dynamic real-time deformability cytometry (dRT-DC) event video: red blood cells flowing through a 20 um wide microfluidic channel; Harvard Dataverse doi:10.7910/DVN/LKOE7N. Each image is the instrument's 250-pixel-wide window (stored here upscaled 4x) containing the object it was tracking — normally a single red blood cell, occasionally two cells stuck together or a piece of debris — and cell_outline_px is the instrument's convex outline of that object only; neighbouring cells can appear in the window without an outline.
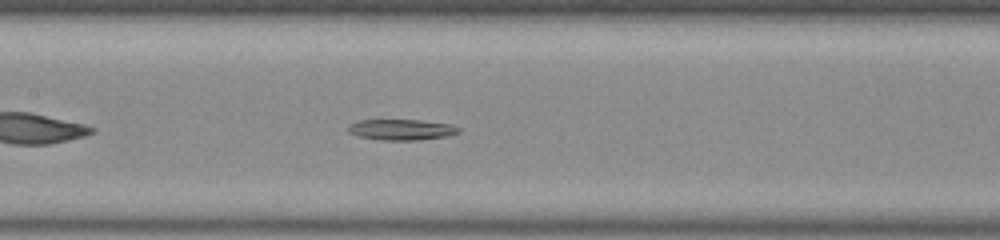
{"species": "common noctule bat (a hibernating species)", "species_latin": "Nyctalus noctula", "temperature_condition": "room temperature", "stored_images_in_passage": 38, "camera_frame_rate_fps": 3000, "um_per_image_px": 0.085, "animal": {"sex": "male", "body_mass_g": 20.0, "forearm_length_mm": 53.3}, "frame": {"image": 1, "passage_image": 11, "time_ms": 3.333, "image_size_px": [1000, 240], "cell_outline_px": [[460, 132], [444, 136], [420, 140], [380, 140], [356, 136], [348, 132], [348, 124], [356, 120], [420, 120], [452, 124], [460, 128]], "centroid_in_image_um": [34.07, 11.01], "position_along_channel_um": 173.3, "area_um2": 13.53}}
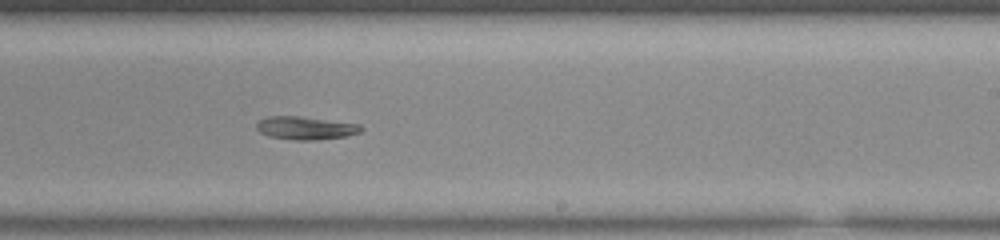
{"frame": {"image": 2, "passage_image": 18, "time_ms": 5.667, "image_size_px": [1000, 240], "cell_outline_px": [[364, 128], [360, 132], [348, 136], [316, 140], [292, 140], [268, 136], [260, 132], [256, 128], [256, 124], [260, 120], [268, 116], [300, 116], [360, 124]], "centroid_in_image_um": [25.99, 10.88], "position_along_channel_um": 263.0, "area_um2": 14.16}}
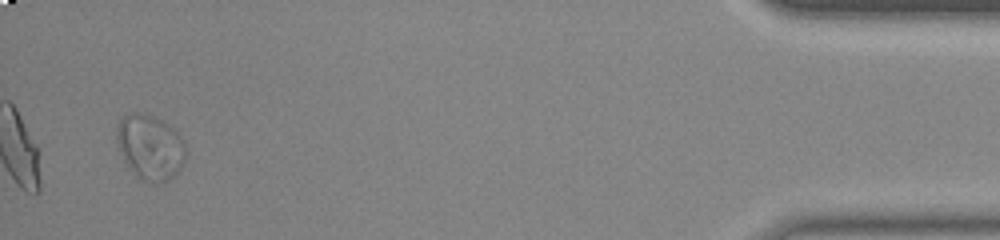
{"frame": {"image": 3, "passage_image": 36, "time_ms": 11.667, "image_size_px": [1000, 240], "cell_outline_px": [[184, 160], [180, 168], [168, 180], [144, 180], [128, 164], [116, 144], [116, 128], [120, 116], [132, 112], [140, 112], [152, 116], [168, 124], [180, 136], [184, 144]], "centroid_in_image_um": [12.72, 12.42], "position_along_channel_um": 422.5, "area_um2": 25.32}, "authors_computed_cell_mechanics": {"area_um2": 14.7101, "velocity_mm_per_s": 3.8684, "shape_relaxation_time_tau1_ms": null, "shape_relaxation_time_tau2_ms": 5.0633, "deformation_change_tau1": null, "deformation_change_tau2": 0.0817}}